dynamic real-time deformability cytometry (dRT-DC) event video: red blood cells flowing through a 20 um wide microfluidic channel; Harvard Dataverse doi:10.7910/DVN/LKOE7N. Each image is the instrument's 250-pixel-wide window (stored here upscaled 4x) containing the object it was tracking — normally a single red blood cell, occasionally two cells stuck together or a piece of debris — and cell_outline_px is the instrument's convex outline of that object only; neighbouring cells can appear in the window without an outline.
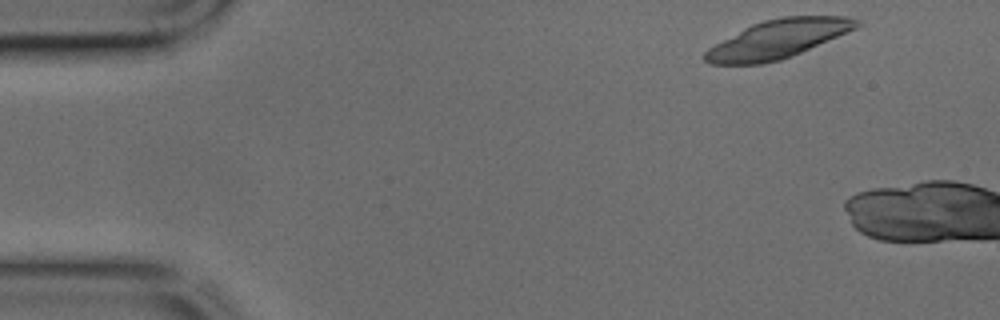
{"species": "common noctule bat (a hibernating species)", "species_latin": "Nyctalus noctula", "temperature_condition": "cold", "stored_images_in_passage": 5, "camera_frame_rate_fps": 3000, "um_per_image_px": 0.085, "animal": {"sex": "male", "body_mass_g": 17.9, "forearm_length_mm": 54.2}, "frame": {"image": 1, "passage_image": 1, "time_ms": 0.0, "image_size_px": [1000, 320], "cell_outline_px": [[864, 24], [848, 32], [792, 56], [780, 60], [760, 64], [712, 64], [704, 60], [704, 52], [708, 48], [744, 28], [752, 24], [764, 20], [784, 16], [848, 16], [860, 20]], "centroid_in_image_um": [66.16, 3.31], "position_along_channel_um": 18.8, "area_um2": 33.87}}